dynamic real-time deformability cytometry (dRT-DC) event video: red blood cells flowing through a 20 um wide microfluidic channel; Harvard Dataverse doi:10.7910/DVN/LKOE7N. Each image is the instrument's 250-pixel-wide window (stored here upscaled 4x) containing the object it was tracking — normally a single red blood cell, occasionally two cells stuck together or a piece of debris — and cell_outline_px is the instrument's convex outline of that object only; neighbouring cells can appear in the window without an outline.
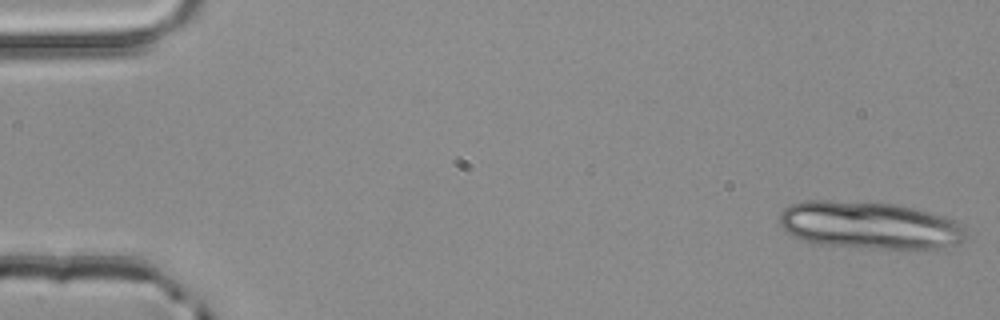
{"species": "common noctule bat (a hibernating species)", "species_latin": "Nyctalus noctula", "temperature_condition": "room temperature", "stored_images_in_passage": 4, "camera_frame_rate_fps": 3000, "um_per_image_px": 0.085, "animal": {"sex": "male", "body_mass_g": 20.4}, "frame": {"image": 1, "passage_image": 1, "time_ms": 0.0, "image_size_px": [1000, 320], "cell_outline_px": [[964, 240], [960, 244], [944, 248], [880, 248], [820, 244], [800, 240], [784, 232], [780, 224], [780, 212], [784, 208], [792, 204], [804, 200], [832, 200], [900, 204], [932, 212], [944, 216], [964, 224]], "centroid_in_image_um": [73.91, 19.13], "position_along_channel_um": 11.1, "area_um2": 51.96}}